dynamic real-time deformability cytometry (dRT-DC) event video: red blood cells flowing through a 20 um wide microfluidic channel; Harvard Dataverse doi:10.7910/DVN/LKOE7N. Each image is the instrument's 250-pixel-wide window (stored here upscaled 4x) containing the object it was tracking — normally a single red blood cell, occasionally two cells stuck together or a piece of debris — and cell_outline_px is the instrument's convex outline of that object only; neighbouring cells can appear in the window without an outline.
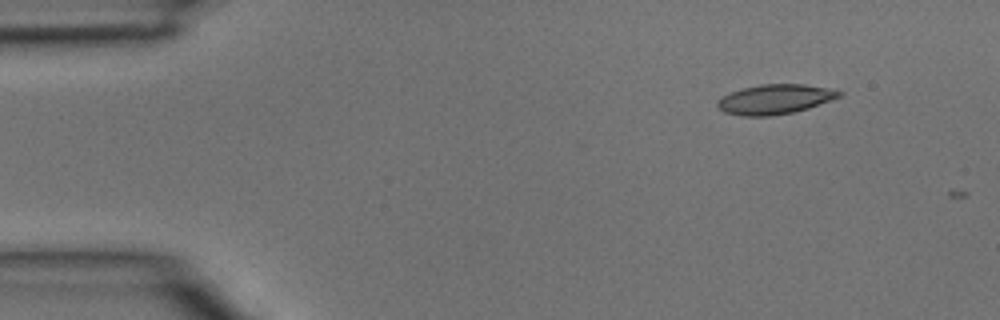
{"species": "common noctule bat (a hibernating species)", "species_latin": "Nyctalus noctula", "temperature_condition": "room temperature", "stored_images_in_passage": 2, "camera_frame_rate_fps": 3000, "um_per_image_px": 0.085, "animal": {"sex": "male", "body_mass_g": 15.6}, "frame": {"image": 1, "passage_image": 1, "time_ms": 0.0, "image_size_px": [1000, 320], "cell_outline_px": [[844, 92], [840, 96], [808, 108], [792, 112], [768, 116], [744, 116], [724, 112], [716, 104], [716, 100], [720, 96], [728, 92], [760, 84], [804, 84], [828, 88]], "centroid_in_image_um": [65.81, 8.43], "position_along_channel_um": 19.2, "area_um2": 20.98}}